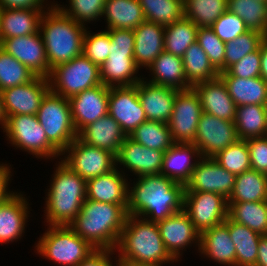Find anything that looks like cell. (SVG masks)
Masks as SVG:
<instances>
[{
	"mask_svg": "<svg viewBox=\"0 0 267 266\" xmlns=\"http://www.w3.org/2000/svg\"><path fill=\"white\" fill-rule=\"evenodd\" d=\"M129 137L144 147L163 152L174 144L168 123L158 121L141 123Z\"/></svg>",
	"mask_w": 267,
	"mask_h": 266,
	"instance_id": "cell-40",
	"label": "cell"
},
{
	"mask_svg": "<svg viewBox=\"0 0 267 266\" xmlns=\"http://www.w3.org/2000/svg\"><path fill=\"white\" fill-rule=\"evenodd\" d=\"M47 9L42 15L39 31L51 70L82 54L86 27L74 21L55 4Z\"/></svg>",
	"mask_w": 267,
	"mask_h": 266,
	"instance_id": "cell-3",
	"label": "cell"
},
{
	"mask_svg": "<svg viewBox=\"0 0 267 266\" xmlns=\"http://www.w3.org/2000/svg\"><path fill=\"white\" fill-rule=\"evenodd\" d=\"M251 169L267 175V136L246 139Z\"/></svg>",
	"mask_w": 267,
	"mask_h": 266,
	"instance_id": "cell-52",
	"label": "cell"
},
{
	"mask_svg": "<svg viewBox=\"0 0 267 266\" xmlns=\"http://www.w3.org/2000/svg\"><path fill=\"white\" fill-rule=\"evenodd\" d=\"M185 17L199 28L211 27L228 10V0H184Z\"/></svg>",
	"mask_w": 267,
	"mask_h": 266,
	"instance_id": "cell-42",
	"label": "cell"
},
{
	"mask_svg": "<svg viewBox=\"0 0 267 266\" xmlns=\"http://www.w3.org/2000/svg\"><path fill=\"white\" fill-rule=\"evenodd\" d=\"M45 0H0V9H37L43 10Z\"/></svg>",
	"mask_w": 267,
	"mask_h": 266,
	"instance_id": "cell-54",
	"label": "cell"
},
{
	"mask_svg": "<svg viewBox=\"0 0 267 266\" xmlns=\"http://www.w3.org/2000/svg\"><path fill=\"white\" fill-rule=\"evenodd\" d=\"M36 77L29 68L0 48V91L29 83Z\"/></svg>",
	"mask_w": 267,
	"mask_h": 266,
	"instance_id": "cell-44",
	"label": "cell"
},
{
	"mask_svg": "<svg viewBox=\"0 0 267 266\" xmlns=\"http://www.w3.org/2000/svg\"><path fill=\"white\" fill-rule=\"evenodd\" d=\"M229 234L236 250L235 266H256L258 246L263 236L230 219Z\"/></svg>",
	"mask_w": 267,
	"mask_h": 266,
	"instance_id": "cell-36",
	"label": "cell"
},
{
	"mask_svg": "<svg viewBox=\"0 0 267 266\" xmlns=\"http://www.w3.org/2000/svg\"><path fill=\"white\" fill-rule=\"evenodd\" d=\"M256 266H267V238L265 236L259 242Z\"/></svg>",
	"mask_w": 267,
	"mask_h": 266,
	"instance_id": "cell-56",
	"label": "cell"
},
{
	"mask_svg": "<svg viewBox=\"0 0 267 266\" xmlns=\"http://www.w3.org/2000/svg\"><path fill=\"white\" fill-rule=\"evenodd\" d=\"M196 42L205 51L212 65L219 71H225V43L214 33L211 27H200Z\"/></svg>",
	"mask_w": 267,
	"mask_h": 266,
	"instance_id": "cell-47",
	"label": "cell"
},
{
	"mask_svg": "<svg viewBox=\"0 0 267 266\" xmlns=\"http://www.w3.org/2000/svg\"><path fill=\"white\" fill-rule=\"evenodd\" d=\"M261 68L260 77L267 82V38L260 45Z\"/></svg>",
	"mask_w": 267,
	"mask_h": 266,
	"instance_id": "cell-57",
	"label": "cell"
},
{
	"mask_svg": "<svg viewBox=\"0 0 267 266\" xmlns=\"http://www.w3.org/2000/svg\"><path fill=\"white\" fill-rule=\"evenodd\" d=\"M113 252L115 251L110 249H95L77 266H113L110 258Z\"/></svg>",
	"mask_w": 267,
	"mask_h": 266,
	"instance_id": "cell-53",
	"label": "cell"
},
{
	"mask_svg": "<svg viewBox=\"0 0 267 266\" xmlns=\"http://www.w3.org/2000/svg\"><path fill=\"white\" fill-rule=\"evenodd\" d=\"M108 114L121 126L126 136L147 121L137 92V84L109 88Z\"/></svg>",
	"mask_w": 267,
	"mask_h": 266,
	"instance_id": "cell-15",
	"label": "cell"
},
{
	"mask_svg": "<svg viewBox=\"0 0 267 266\" xmlns=\"http://www.w3.org/2000/svg\"><path fill=\"white\" fill-rule=\"evenodd\" d=\"M61 160L86 181L110 173L116 168V157L108 150L82 142L78 137L63 151Z\"/></svg>",
	"mask_w": 267,
	"mask_h": 266,
	"instance_id": "cell-11",
	"label": "cell"
},
{
	"mask_svg": "<svg viewBox=\"0 0 267 266\" xmlns=\"http://www.w3.org/2000/svg\"><path fill=\"white\" fill-rule=\"evenodd\" d=\"M73 125L79 133L108 114L109 87L103 84L86 89L69 99Z\"/></svg>",
	"mask_w": 267,
	"mask_h": 266,
	"instance_id": "cell-20",
	"label": "cell"
},
{
	"mask_svg": "<svg viewBox=\"0 0 267 266\" xmlns=\"http://www.w3.org/2000/svg\"><path fill=\"white\" fill-rule=\"evenodd\" d=\"M144 79L137 83V92L147 120L168 123L179 90L156 85Z\"/></svg>",
	"mask_w": 267,
	"mask_h": 266,
	"instance_id": "cell-22",
	"label": "cell"
},
{
	"mask_svg": "<svg viewBox=\"0 0 267 266\" xmlns=\"http://www.w3.org/2000/svg\"><path fill=\"white\" fill-rule=\"evenodd\" d=\"M199 252L214 262L235 266L236 250L229 234V218L201 233Z\"/></svg>",
	"mask_w": 267,
	"mask_h": 266,
	"instance_id": "cell-28",
	"label": "cell"
},
{
	"mask_svg": "<svg viewBox=\"0 0 267 266\" xmlns=\"http://www.w3.org/2000/svg\"><path fill=\"white\" fill-rule=\"evenodd\" d=\"M118 260L138 265H163L175 261L167 252L157 223L128 215L115 250Z\"/></svg>",
	"mask_w": 267,
	"mask_h": 266,
	"instance_id": "cell-4",
	"label": "cell"
},
{
	"mask_svg": "<svg viewBox=\"0 0 267 266\" xmlns=\"http://www.w3.org/2000/svg\"><path fill=\"white\" fill-rule=\"evenodd\" d=\"M183 210L195 228L202 233L226 221L228 201L221 195L210 192H184Z\"/></svg>",
	"mask_w": 267,
	"mask_h": 266,
	"instance_id": "cell-12",
	"label": "cell"
},
{
	"mask_svg": "<svg viewBox=\"0 0 267 266\" xmlns=\"http://www.w3.org/2000/svg\"><path fill=\"white\" fill-rule=\"evenodd\" d=\"M198 26L186 18L165 26L164 51L182 57L189 46L196 42Z\"/></svg>",
	"mask_w": 267,
	"mask_h": 266,
	"instance_id": "cell-39",
	"label": "cell"
},
{
	"mask_svg": "<svg viewBox=\"0 0 267 266\" xmlns=\"http://www.w3.org/2000/svg\"><path fill=\"white\" fill-rule=\"evenodd\" d=\"M261 58L260 47L257 51L244 56L237 63H234L226 71L234 77L254 78L260 76Z\"/></svg>",
	"mask_w": 267,
	"mask_h": 266,
	"instance_id": "cell-51",
	"label": "cell"
},
{
	"mask_svg": "<svg viewBox=\"0 0 267 266\" xmlns=\"http://www.w3.org/2000/svg\"><path fill=\"white\" fill-rule=\"evenodd\" d=\"M265 39L264 34L249 30L235 40L225 43V71L247 54L257 51Z\"/></svg>",
	"mask_w": 267,
	"mask_h": 266,
	"instance_id": "cell-45",
	"label": "cell"
},
{
	"mask_svg": "<svg viewBox=\"0 0 267 266\" xmlns=\"http://www.w3.org/2000/svg\"><path fill=\"white\" fill-rule=\"evenodd\" d=\"M116 262V266H162V265H138V264H133V263H130V262H124V261H120V260H117Z\"/></svg>",
	"mask_w": 267,
	"mask_h": 266,
	"instance_id": "cell-59",
	"label": "cell"
},
{
	"mask_svg": "<svg viewBox=\"0 0 267 266\" xmlns=\"http://www.w3.org/2000/svg\"><path fill=\"white\" fill-rule=\"evenodd\" d=\"M35 247L44 258L65 266H77L95 250L70 226L61 225H49Z\"/></svg>",
	"mask_w": 267,
	"mask_h": 266,
	"instance_id": "cell-7",
	"label": "cell"
},
{
	"mask_svg": "<svg viewBox=\"0 0 267 266\" xmlns=\"http://www.w3.org/2000/svg\"><path fill=\"white\" fill-rule=\"evenodd\" d=\"M3 131L7 139L17 148L24 149L36 158H53L62 153L47 139L36 115L8 116Z\"/></svg>",
	"mask_w": 267,
	"mask_h": 266,
	"instance_id": "cell-10",
	"label": "cell"
},
{
	"mask_svg": "<svg viewBox=\"0 0 267 266\" xmlns=\"http://www.w3.org/2000/svg\"><path fill=\"white\" fill-rule=\"evenodd\" d=\"M228 10L243 19L249 30L266 36L267 3L264 0H228Z\"/></svg>",
	"mask_w": 267,
	"mask_h": 266,
	"instance_id": "cell-43",
	"label": "cell"
},
{
	"mask_svg": "<svg viewBox=\"0 0 267 266\" xmlns=\"http://www.w3.org/2000/svg\"><path fill=\"white\" fill-rule=\"evenodd\" d=\"M211 28L224 43L235 40L239 35L249 31L244 20L229 10L223 13Z\"/></svg>",
	"mask_w": 267,
	"mask_h": 266,
	"instance_id": "cell-50",
	"label": "cell"
},
{
	"mask_svg": "<svg viewBox=\"0 0 267 266\" xmlns=\"http://www.w3.org/2000/svg\"><path fill=\"white\" fill-rule=\"evenodd\" d=\"M147 21L163 26L185 16L184 0H139Z\"/></svg>",
	"mask_w": 267,
	"mask_h": 266,
	"instance_id": "cell-41",
	"label": "cell"
},
{
	"mask_svg": "<svg viewBox=\"0 0 267 266\" xmlns=\"http://www.w3.org/2000/svg\"><path fill=\"white\" fill-rule=\"evenodd\" d=\"M239 140L234 121H227L202 112L194 145L201 157H214L219 151Z\"/></svg>",
	"mask_w": 267,
	"mask_h": 266,
	"instance_id": "cell-14",
	"label": "cell"
},
{
	"mask_svg": "<svg viewBox=\"0 0 267 266\" xmlns=\"http://www.w3.org/2000/svg\"><path fill=\"white\" fill-rule=\"evenodd\" d=\"M185 77L193 87L197 83L206 82L219 76V71L212 65L205 51L195 42L189 46L182 56Z\"/></svg>",
	"mask_w": 267,
	"mask_h": 266,
	"instance_id": "cell-37",
	"label": "cell"
},
{
	"mask_svg": "<svg viewBox=\"0 0 267 266\" xmlns=\"http://www.w3.org/2000/svg\"><path fill=\"white\" fill-rule=\"evenodd\" d=\"M228 203L267 201V175L249 169L236 175Z\"/></svg>",
	"mask_w": 267,
	"mask_h": 266,
	"instance_id": "cell-35",
	"label": "cell"
},
{
	"mask_svg": "<svg viewBox=\"0 0 267 266\" xmlns=\"http://www.w3.org/2000/svg\"><path fill=\"white\" fill-rule=\"evenodd\" d=\"M228 218L264 236L267 232V201L228 203Z\"/></svg>",
	"mask_w": 267,
	"mask_h": 266,
	"instance_id": "cell-38",
	"label": "cell"
},
{
	"mask_svg": "<svg viewBox=\"0 0 267 266\" xmlns=\"http://www.w3.org/2000/svg\"><path fill=\"white\" fill-rule=\"evenodd\" d=\"M234 122L239 140L267 136V105L236 106Z\"/></svg>",
	"mask_w": 267,
	"mask_h": 266,
	"instance_id": "cell-34",
	"label": "cell"
},
{
	"mask_svg": "<svg viewBox=\"0 0 267 266\" xmlns=\"http://www.w3.org/2000/svg\"><path fill=\"white\" fill-rule=\"evenodd\" d=\"M48 189L45 214L47 225L69 226L86 200L87 181L62 161Z\"/></svg>",
	"mask_w": 267,
	"mask_h": 266,
	"instance_id": "cell-5",
	"label": "cell"
},
{
	"mask_svg": "<svg viewBox=\"0 0 267 266\" xmlns=\"http://www.w3.org/2000/svg\"><path fill=\"white\" fill-rule=\"evenodd\" d=\"M227 91L236 106L257 104L267 105V82L260 76L240 78L231 76L227 71L219 73Z\"/></svg>",
	"mask_w": 267,
	"mask_h": 266,
	"instance_id": "cell-30",
	"label": "cell"
},
{
	"mask_svg": "<svg viewBox=\"0 0 267 266\" xmlns=\"http://www.w3.org/2000/svg\"><path fill=\"white\" fill-rule=\"evenodd\" d=\"M103 16H106L107 30H134L146 20L139 0H106Z\"/></svg>",
	"mask_w": 267,
	"mask_h": 266,
	"instance_id": "cell-33",
	"label": "cell"
},
{
	"mask_svg": "<svg viewBox=\"0 0 267 266\" xmlns=\"http://www.w3.org/2000/svg\"><path fill=\"white\" fill-rule=\"evenodd\" d=\"M87 28L83 39L82 53L94 64L101 67L110 54L111 38L106 30L98 33H89Z\"/></svg>",
	"mask_w": 267,
	"mask_h": 266,
	"instance_id": "cell-48",
	"label": "cell"
},
{
	"mask_svg": "<svg viewBox=\"0 0 267 266\" xmlns=\"http://www.w3.org/2000/svg\"><path fill=\"white\" fill-rule=\"evenodd\" d=\"M7 116L4 111V106H3V97L0 91V125H2L0 128H4L6 124Z\"/></svg>",
	"mask_w": 267,
	"mask_h": 266,
	"instance_id": "cell-58",
	"label": "cell"
},
{
	"mask_svg": "<svg viewBox=\"0 0 267 266\" xmlns=\"http://www.w3.org/2000/svg\"><path fill=\"white\" fill-rule=\"evenodd\" d=\"M44 12L37 9H0V39L39 32Z\"/></svg>",
	"mask_w": 267,
	"mask_h": 266,
	"instance_id": "cell-31",
	"label": "cell"
},
{
	"mask_svg": "<svg viewBox=\"0 0 267 266\" xmlns=\"http://www.w3.org/2000/svg\"><path fill=\"white\" fill-rule=\"evenodd\" d=\"M193 156L201 158L199 150L193 143H174L164 152L161 174L185 185L199 160L194 159L192 162Z\"/></svg>",
	"mask_w": 267,
	"mask_h": 266,
	"instance_id": "cell-27",
	"label": "cell"
},
{
	"mask_svg": "<svg viewBox=\"0 0 267 266\" xmlns=\"http://www.w3.org/2000/svg\"><path fill=\"white\" fill-rule=\"evenodd\" d=\"M69 2V9L57 3L53 4H56L74 21L86 25L85 23L99 20L102 17L106 0H69Z\"/></svg>",
	"mask_w": 267,
	"mask_h": 266,
	"instance_id": "cell-49",
	"label": "cell"
},
{
	"mask_svg": "<svg viewBox=\"0 0 267 266\" xmlns=\"http://www.w3.org/2000/svg\"><path fill=\"white\" fill-rule=\"evenodd\" d=\"M127 216L122 205L86 199L69 226L95 249L115 250Z\"/></svg>",
	"mask_w": 267,
	"mask_h": 266,
	"instance_id": "cell-2",
	"label": "cell"
},
{
	"mask_svg": "<svg viewBox=\"0 0 267 266\" xmlns=\"http://www.w3.org/2000/svg\"><path fill=\"white\" fill-rule=\"evenodd\" d=\"M50 91L48 78L37 76L29 83L1 91L6 116L36 115L45 95Z\"/></svg>",
	"mask_w": 267,
	"mask_h": 266,
	"instance_id": "cell-18",
	"label": "cell"
},
{
	"mask_svg": "<svg viewBox=\"0 0 267 266\" xmlns=\"http://www.w3.org/2000/svg\"><path fill=\"white\" fill-rule=\"evenodd\" d=\"M202 112L200 98L193 88L177 93L168 122L174 143H194Z\"/></svg>",
	"mask_w": 267,
	"mask_h": 266,
	"instance_id": "cell-13",
	"label": "cell"
},
{
	"mask_svg": "<svg viewBox=\"0 0 267 266\" xmlns=\"http://www.w3.org/2000/svg\"><path fill=\"white\" fill-rule=\"evenodd\" d=\"M11 176L10 167L7 164H0V205L13 194L8 190Z\"/></svg>",
	"mask_w": 267,
	"mask_h": 266,
	"instance_id": "cell-55",
	"label": "cell"
},
{
	"mask_svg": "<svg viewBox=\"0 0 267 266\" xmlns=\"http://www.w3.org/2000/svg\"><path fill=\"white\" fill-rule=\"evenodd\" d=\"M77 137L88 145L108 150L116 156L127 136L111 115L107 114L84 127Z\"/></svg>",
	"mask_w": 267,
	"mask_h": 266,
	"instance_id": "cell-25",
	"label": "cell"
},
{
	"mask_svg": "<svg viewBox=\"0 0 267 266\" xmlns=\"http://www.w3.org/2000/svg\"><path fill=\"white\" fill-rule=\"evenodd\" d=\"M117 166L110 173L87 180L86 199L97 202L119 204L128 207V188L124 174Z\"/></svg>",
	"mask_w": 267,
	"mask_h": 266,
	"instance_id": "cell-24",
	"label": "cell"
},
{
	"mask_svg": "<svg viewBox=\"0 0 267 266\" xmlns=\"http://www.w3.org/2000/svg\"><path fill=\"white\" fill-rule=\"evenodd\" d=\"M111 38L110 54L100 67V78L106 87L136 85L142 78L134 60L135 35L132 29L107 30Z\"/></svg>",
	"mask_w": 267,
	"mask_h": 266,
	"instance_id": "cell-6",
	"label": "cell"
},
{
	"mask_svg": "<svg viewBox=\"0 0 267 266\" xmlns=\"http://www.w3.org/2000/svg\"><path fill=\"white\" fill-rule=\"evenodd\" d=\"M47 139L61 152L77 138L70 103L67 98L49 91L36 114Z\"/></svg>",
	"mask_w": 267,
	"mask_h": 266,
	"instance_id": "cell-9",
	"label": "cell"
},
{
	"mask_svg": "<svg viewBox=\"0 0 267 266\" xmlns=\"http://www.w3.org/2000/svg\"><path fill=\"white\" fill-rule=\"evenodd\" d=\"M48 81L51 92L67 99L102 84L100 67L83 53L51 69Z\"/></svg>",
	"mask_w": 267,
	"mask_h": 266,
	"instance_id": "cell-8",
	"label": "cell"
},
{
	"mask_svg": "<svg viewBox=\"0 0 267 266\" xmlns=\"http://www.w3.org/2000/svg\"><path fill=\"white\" fill-rule=\"evenodd\" d=\"M164 32L165 26L147 20L134 29V60L139 69H148L164 51Z\"/></svg>",
	"mask_w": 267,
	"mask_h": 266,
	"instance_id": "cell-26",
	"label": "cell"
},
{
	"mask_svg": "<svg viewBox=\"0 0 267 266\" xmlns=\"http://www.w3.org/2000/svg\"><path fill=\"white\" fill-rule=\"evenodd\" d=\"M163 156V151L144 147L127 136L115 156L116 166L126 167L137 177L157 175L161 174Z\"/></svg>",
	"mask_w": 267,
	"mask_h": 266,
	"instance_id": "cell-21",
	"label": "cell"
},
{
	"mask_svg": "<svg viewBox=\"0 0 267 266\" xmlns=\"http://www.w3.org/2000/svg\"><path fill=\"white\" fill-rule=\"evenodd\" d=\"M160 236L170 256L177 261L180 252L188 245L195 242L200 249L201 233L195 228L189 216L184 210L178 211L157 222Z\"/></svg>",
	"mask_w": 267,
	"mask_h": 266,
	"instance_id": "cell-19",
	"label": "cell"
},
{
	"mask_svg": "<svg viewBox=\"0 0 267 266\" xmlns=\"http://www.w3.org/2000/svg\"><path fill=\"white\" fill-rule=\"evenodd\" d=\"M228 172L239 175L251 169L250 155L246 140H238L235 144L219 151L212 157Z\"/></svg>",
	"mask_w": 267,
	"mask_h": 266,
	"instance_id": "cell-46",
	"label": "cell"
},
{
	"mask_svg": "<svg viewBox=\"0 0 267 266\" xmlns=\"http://www.w3.org/2000/svg\"><path fill=\"white\" fill-rule=\"evenodd\" d=\"M236 175L228 172L212 157H201L190 180L185 184V192H210L228 199L235 184Z\"/></svg>",
	"mask_w": 267,
	"mask_h": 266,
	"instance_id": "cell-16",
	"label": "cell"
},
{
	"mask_svg": "<svg viewBox=\"0 0 267 266\" xmlns=\"http://www.w3.org/2000/svg\"><path fill=\"white\" fill-rule=\"evenodd\" d=\"M198 94L203 112L227 121H235L236 104L230 97L223 80L218 76L192 87Z\"/></svg>",
	"mask_w": 267,
	"mask_h": 266,
	"instance_id": "cell-23",
	"label": "cell"
},
{
	"mask_svg": "<svg viewBox=\"0 0 267 266\" xmlns=\"http://www.w3.org/2000/svg\"><path fill=\"white\" fill-rule=\"evenodd\" d=\"M148 68L153 75L148 81L150 83L179 91L192 88L185 77L182 57L163 51Z\"/></svg>",
	"mask_w": 267,
	"mask_h": 266,
	"instance_id": "cell-32",
	"label": "cell"
},
{
	"mask_svg": "<svg viewBox=\"0 0 267 266\" xmlns=\"http://www.w3.org/2000/svg\"><path fill=\"white\" fill-rule=\"evenodd\" d=\"M133 183L128 188V215L157 223L183 210L184 184L162 174L144 175Z\"/></svg>",
	"mask_w": 267,
	"mask_h": 266,
	"instance_id": "cell-1",
	"label": "cell"
},
{
	"mask_svg": "<svg viewBox=\"0 0 267 266\" xmlns=\"http://www.w3.org/2000/svg\"><path fill=\"white\" fill-rule=\"evenodd\" d=\"M28 202L23 194H13L0 205V243L19 239L28 219Z\"/></svg>",
	"mask_w": 267,
	"mask_h": 266,
	"instance_id": "cell-29",
	"label": "cell"
},
{
	"mask_svg": "<svg viewBox=\"0 0 267 266\" xmlns=\"http://www.w3.org/2000/svg\"><path fill=\"white\" fill-rule=\"evenodd\" d=\"M0 48L11 54L37 76L49 77L51 70L40 31L27 36L0 39Z\"/></svg>",
	"mask_w": 267,
	"mask_h": 266,
	"instance_id": "cell-17",
	"label": "cell"
},
{
	"mask_svg": "<svg viewBox=\"0 0 267 266\" xmlns=\"http://www.w3.org/2000/svg\"><path fill=\"white\" fill-rule=\"evenodd\" d=\"M266 38H267V14H266Z\"/></svg>",
	"mask_w": 267,
	"mask_h": 266,
	"instance_id": "cell-60",
	"label": "cell"
}]
</instances>
